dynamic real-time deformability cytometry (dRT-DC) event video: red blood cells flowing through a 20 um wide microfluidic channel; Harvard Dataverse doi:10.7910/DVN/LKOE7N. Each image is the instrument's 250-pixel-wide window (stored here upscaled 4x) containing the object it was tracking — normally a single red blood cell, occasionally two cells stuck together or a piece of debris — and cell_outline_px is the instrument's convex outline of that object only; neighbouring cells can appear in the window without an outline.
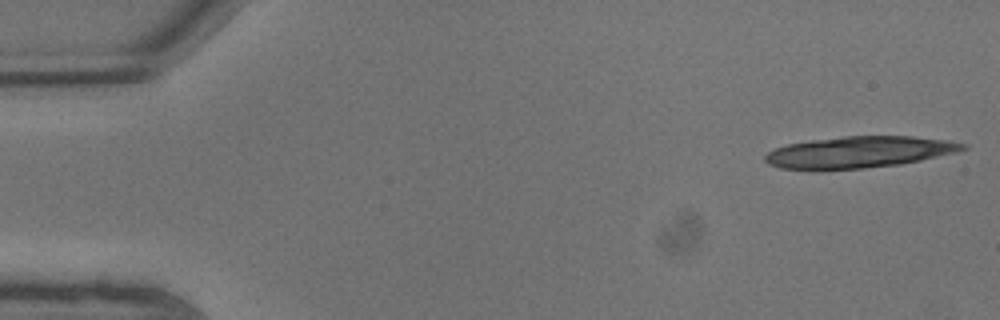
{"species": "common noctule bat (a hibernating species)", "species_latin": "Nyctalus noctula", "temperature_condition": "warm", "stored_images_in_passage": 11, "camera_frame_rate_fps": 3000, "um_per_image_px": 0.085, "animal": {"sex": "male", "body_mass_g": 13.3}, "frame": {"image": 1, "passage_image": 1, "time_ms": 0.0, "image_size_px": [1000, 320], "cell_outline_px": [[968, 148], [920, 160], [900, 164], [864, 168], [780, 168], [768, 164], [764, 160], [764, 156], [768, 152], [776, 148], [788, 144], [812, 140], [844, 136], [912, 136], [948, 140], [968, 144]], "centroid_in_image_um": [73.04, 12.91], "position_along_channel_um": 12.0, "area_um2": 35.49}}
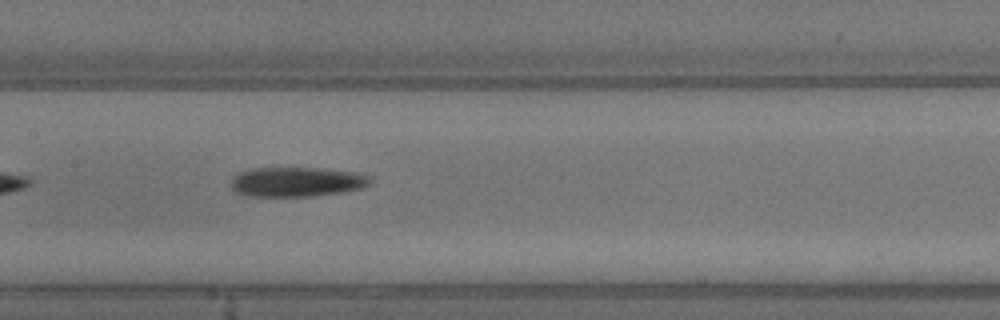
{"frame": {"image": 2, "passage_image": 10, "time_ms": 3.0, "image_size_px": [1000, 320], "cell_outline_px": [[368, 184], [360, 188], [340, 192], [312, 196], [248, 196], [236, 192], [232, 188], [232, 180], [240, 172], [252, 168], [316, 168], [352, 172], [368, 176]], "centroid_in_image_um": [25.15, 15.46], "position_along_channel_um": 182.2, "area_um2": 23.47}}